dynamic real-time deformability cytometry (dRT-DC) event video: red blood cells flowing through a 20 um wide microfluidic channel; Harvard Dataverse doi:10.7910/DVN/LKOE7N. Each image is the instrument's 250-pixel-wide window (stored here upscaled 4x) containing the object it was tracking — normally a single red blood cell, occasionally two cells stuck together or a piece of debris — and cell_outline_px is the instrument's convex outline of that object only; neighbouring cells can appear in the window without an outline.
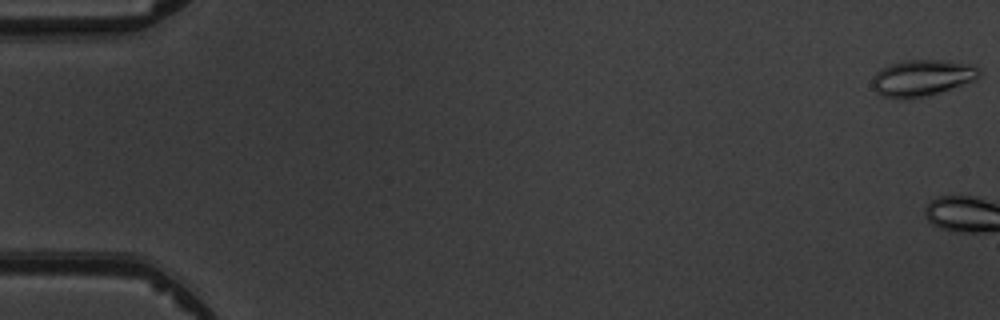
{"species": "common noctule bat (a hibernating species)", "species_latin": "Nyctalus noctula", "temperature_condition": "warm", "stored_images_in_passage": 6, "camera_frame_rate_fps": 3000, "um_per_image_px": 0.085, "animal": {"sex": "male", "body_mass_g": 19.5, "forearm_length_mm": 54.6}, "frame": {"image": 1, "passage_image": 1, "time_ms": 0.0, "image_size_px": [1000, 320], "cell_outline_px": [[980, 76], [976, 80], [924, 96], [880, 96], [872, 88], [872, 76], [876, 72], [892, 64], [904, 60], [944, 60], [968, 64], [980, 68]], "centroid_in_image_um": [78.38, 6.58], "position_along_channel_um": 6.6, "area_um2": 21.96}}